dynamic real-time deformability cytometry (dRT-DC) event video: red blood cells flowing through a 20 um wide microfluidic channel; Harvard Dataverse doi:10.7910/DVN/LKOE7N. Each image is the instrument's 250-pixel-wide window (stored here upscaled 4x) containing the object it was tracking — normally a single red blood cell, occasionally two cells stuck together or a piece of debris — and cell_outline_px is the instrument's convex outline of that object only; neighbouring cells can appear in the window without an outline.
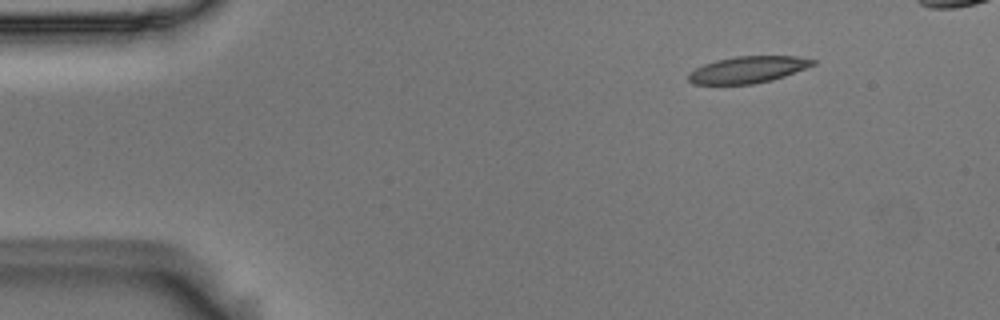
{"species": "Egyptian fruit bat (a non-hibernating species)", "species_latin": "Rousettus aegyptiacus", "temperature_condition": "room temperature", "stored_images_in_passage": 6, "camera_frame_rate_fps": 3000, "um_per_image_px": 0.085, "animal": {"sex": "male"}, "frame": {"image": 1, "passage_image": 1, "time_ms": 0.0, "image_size_px": [1000, 320], "cell_outline_px": [[816, 64], [784, 76], [772, 80], [752, 84], [692, 84], [688, 80], [688, 72], [704, 64], [716, 60], [736, 56], [796, 56], [816, 60]], "centroid_in_image_um": [63.55, 5.92], "position_along_channel_um": 21.4, "area_um2": 19.31}}
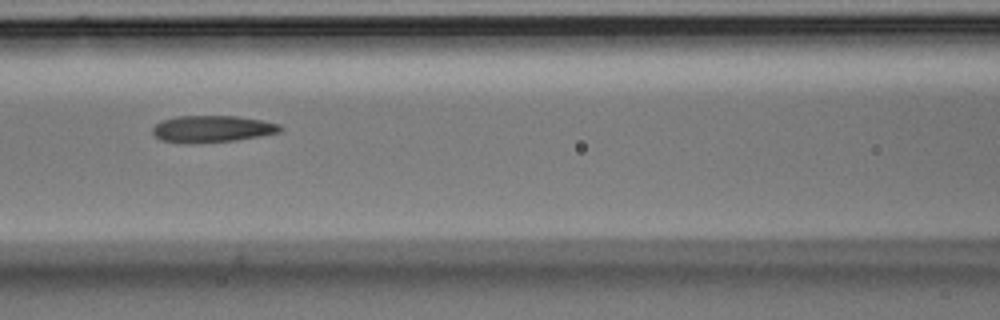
{"frame": {"image": 2, "passage_image": 5, "time_ms": 1.333, "image_size_px": [1000, 320], "cell_outline_px": [[284, 128], [280, 132], [260, 136], [236, 140], [200, 144], [192, 144], [160, 140], [152, 132], [152, 128], [160, 120], [176, 116], [236, 116], [260, 120], [280, 124]], "centroid_in_image_um": [18.02, 10.97], "position_along_channel_um": 148.6, "area_um2": 20.17}}
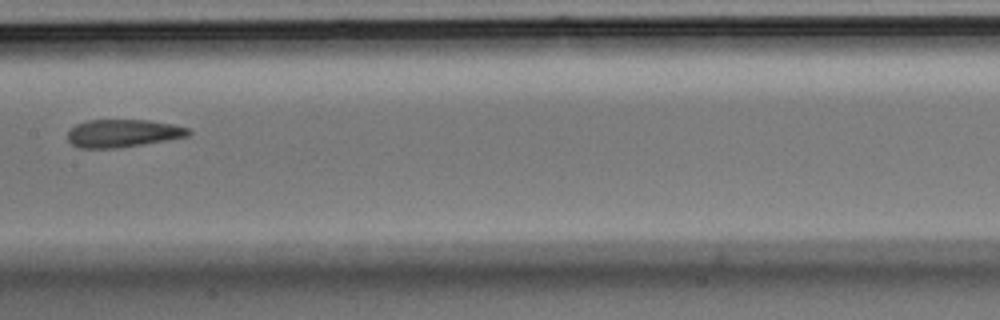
{"frame": {"image": 3, "passage_image": 6, "time_ms": 1.667, "image_size_px": [1000, 320], "cell_outline_px": [[192, 132], [188, 136], [116, 148], [80, 148], [72, 144], [68, 140], [68, 132], [76, 124], [88, 120], [148, 120], [172, 124], [188, 128]], "centroid_in_image_um": [10.42, 11.32], "position_along_channel_um": 197.0, "area_um2": 19.31}}